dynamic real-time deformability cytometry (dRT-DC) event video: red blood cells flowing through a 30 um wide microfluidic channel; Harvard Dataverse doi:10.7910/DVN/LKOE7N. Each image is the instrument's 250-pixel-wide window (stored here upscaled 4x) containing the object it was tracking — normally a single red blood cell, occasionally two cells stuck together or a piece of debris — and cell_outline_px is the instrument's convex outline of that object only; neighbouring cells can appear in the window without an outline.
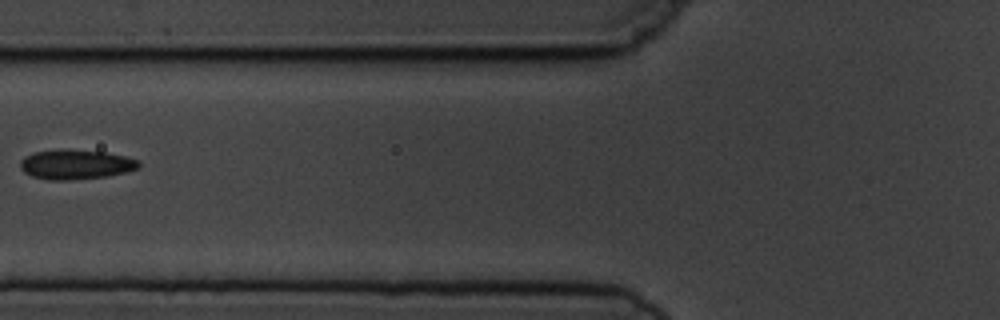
{"species": "common noctule bat (a hibernating species)", "species_latin": "Nyctalus noctula", "temperature_condition": "cold", "stored_images_in_passage": 6, "camera_frame_rate_fps": 3000, "um_per_image_px": 0.085, "animal": {"sex": "male", "body_mass_g": 19.5, "forearm_length_mm": 54.6}, "frame": {"image": 1, "passage_image": 6, "time_ms": 6.667, "image_size_px": [1000, 320], "cell_outline_px": [[140, 168], [128, 172], [108, 176], [72, 180], [48, 180], [32, 176], [24, 172], [20, 168], [20, 160], [24, 156], [32, 152], [64, 148], [104, 152], [124, 156], [136, 160], [140, 164]], "centroid_in_image_um": [6.41, 13.97], "position_along_channel_um": 119.4, "area_um2": 20.81}}